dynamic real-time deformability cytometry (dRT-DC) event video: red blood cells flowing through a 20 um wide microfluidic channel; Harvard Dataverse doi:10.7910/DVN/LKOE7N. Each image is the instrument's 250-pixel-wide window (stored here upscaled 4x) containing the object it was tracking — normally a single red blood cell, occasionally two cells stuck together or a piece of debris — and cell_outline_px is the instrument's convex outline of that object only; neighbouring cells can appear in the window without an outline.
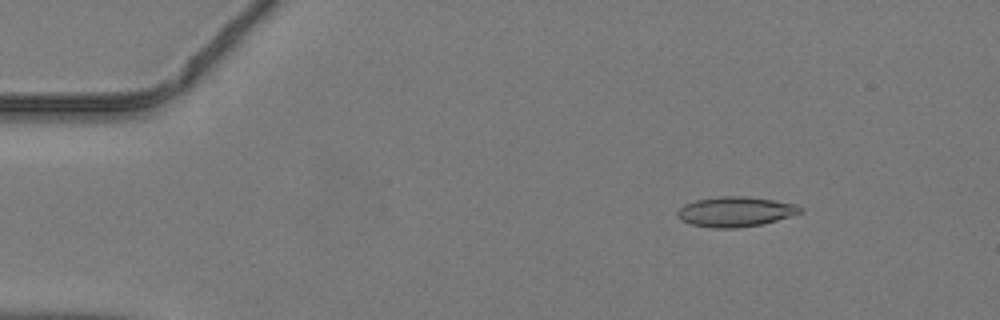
{"species": "common noctule bat (a hibernating species)", "species_latin": "Nyctalus noctula", "temperature_condition": "warm", "stored_images_in_passage": 47, "camera_frame_rate_fps": 3000, "um_per_image_px": 0.085, "animal": {"sex": "male", "body_mass_g": 19.2, "forearm_length_mm": 51.8}, "frame": {"image": 1, "passage_image": 7, "time_ms": 2.0, "image_size_px": [1000, 320], "cell_outline_px": [[804, 212], [776, 220], [760, 224], [736, 228], [712, 228], [692, 224], [680, 220], [676, 216], [676, 212], [684, 204], [696, 200], [720, 196], [744, 196], [772, 200], [796, 204], [804, 208]], "centroid_in_image_um": [62.5, 17.99], "position_along_channel_um": 22.5, "area_um2": 21.44}}
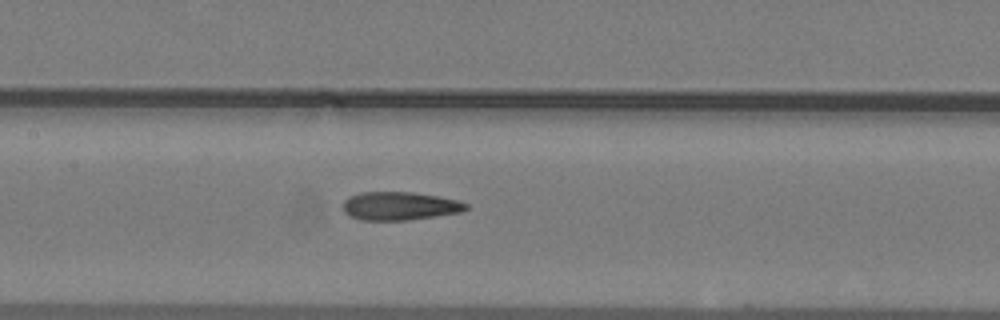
{"frame": {"image": 2, "passage_image": 23, "time_ms": 7.333, "image_size_px": [1000, 320], "cell_outline_px": [[468, 208], [460, 212], [436, 216], [408, 220], [360, 220], [348, 216], [344, 212], [344, 200], [348, 196], [360, 192], [412, 192], [440, 196], [456, 200], [468, 204]], "centroid_in_image_um": [33.94, 17.51], "position_along_channel_um": 173.5, "area_um2": 20.4}}
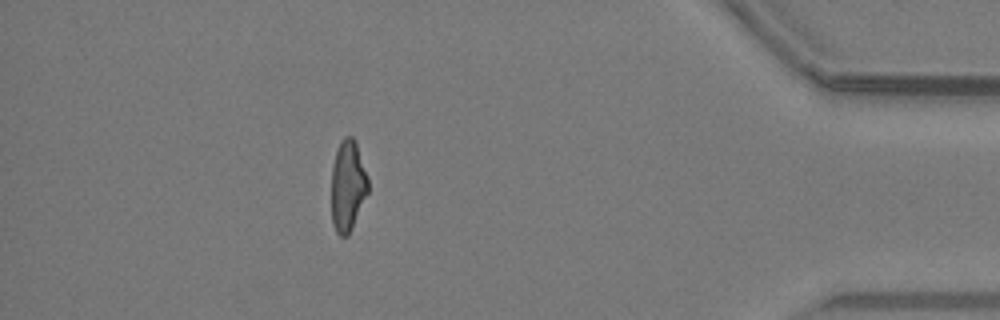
{"frame": {"image": 3, "passage_image": 42, "time_ms": 13.667, "image_size_px": [1000, 320], "cell_outline_px": [[368, 192], [352, 228], [348, 236], [340, 236], [336, 232], [332, 224], [332, 168], [336, 152], [340, 140], [344, 136], [352, 136], [356, 140], [368, 176]], "centroid_in_image_um": [29.57, 15.77], "position_along_channel_um": 405.6, "area_um2": 19.59}}